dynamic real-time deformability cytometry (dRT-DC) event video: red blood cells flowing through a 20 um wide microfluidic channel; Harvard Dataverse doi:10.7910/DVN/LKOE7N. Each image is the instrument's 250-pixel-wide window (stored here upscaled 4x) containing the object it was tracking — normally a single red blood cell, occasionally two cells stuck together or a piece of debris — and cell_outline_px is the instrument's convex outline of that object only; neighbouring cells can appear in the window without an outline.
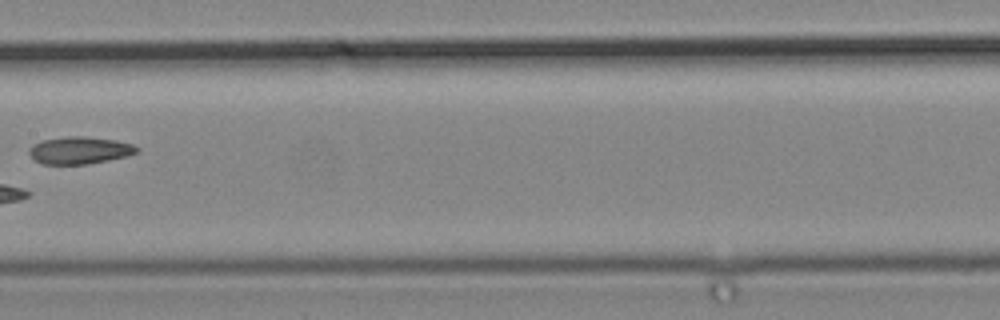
{"species": "common noctule bat (a hibernating species)", "species_latin": "Nyctalus noctula", "temperature_condition": "cold", "stored_images_in_passage": 5, "camera_frame_rate_fps": 3000, "um_per_image_px": 0.085, "animal": {"sex": "male", "body_mass_g": 19.2, "forearm_length_mm": 51.8}, "frame": {"image": 1, "passage_image": 5, "time_ms": 1.333, "image_size_px": [1000, 320], "cell_outline_px": [[140, 152], [128, 156], [88, 164], [40, 164], [32, 160], [28, 152], [28, 148], [32, 144], [40, 140], [64, 136], [84, 136], [116, 140], [132, 144], [140, 148]], "centroid_in_image_um": [6.73, 12.77], "position_along_channel_um": 200.7, "area_um2": 17.57}}